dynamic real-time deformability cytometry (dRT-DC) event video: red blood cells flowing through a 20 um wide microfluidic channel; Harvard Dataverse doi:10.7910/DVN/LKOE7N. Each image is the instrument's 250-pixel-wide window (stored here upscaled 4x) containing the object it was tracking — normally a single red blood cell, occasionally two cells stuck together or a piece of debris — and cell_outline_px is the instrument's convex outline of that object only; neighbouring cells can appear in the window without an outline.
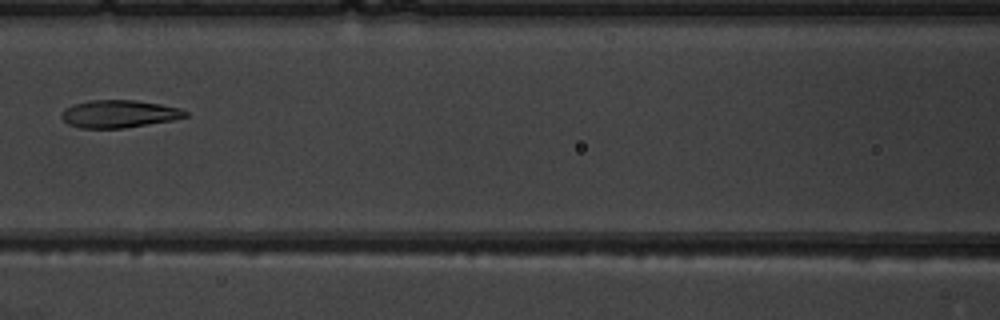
{"species": "common noctule bat (a hibernating species)", "species_latin": "Nyctalus noctula", "temperature_condition": "warm", "stored_images_in_passage": 8, "camera_frame_rate_fps": 3000, "um_per_image_px": 0.085, "animal": {"sex": "male", "body_mass_g": 19.5, "forearm_length_mm": 54.6}, "frame": {"image": 1, "passage_image": 7, "time_ms": 7.667, "image_size_px": [1000, 320], "cell_outline_px": [[188, 116], [172, 120], [124, 128], [80, 128], [68, 124], [60, 116], [60, 112], [64, 108], [72, 104], [88, 100], [136, 100], [160, 104], [180, 108], [188, 112]], "centroid_in_image_um": [10.07, 9.67], "position_along_channel_um": 156.5, "area_um2": 20.06}}
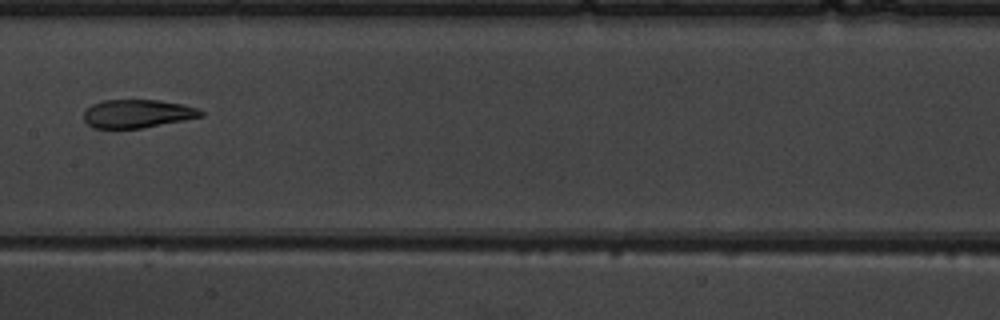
{"frame": {"image": 2, "passage_image": 8, "time_ms": 8.667, "image_size_px": [1000, 320], "cell_outline_px": [[204, 116], [184, 120], [140, 128], [92, 128], [84, 120], [84, 112], [92, 104], [104, 100], [160, 100], [184, 104], [196, 108], [204, 112]], "centroid_in_image_um": [11.69, 9.65], "position_along_channel_um": 195.7, "area_um2": 19.25}}